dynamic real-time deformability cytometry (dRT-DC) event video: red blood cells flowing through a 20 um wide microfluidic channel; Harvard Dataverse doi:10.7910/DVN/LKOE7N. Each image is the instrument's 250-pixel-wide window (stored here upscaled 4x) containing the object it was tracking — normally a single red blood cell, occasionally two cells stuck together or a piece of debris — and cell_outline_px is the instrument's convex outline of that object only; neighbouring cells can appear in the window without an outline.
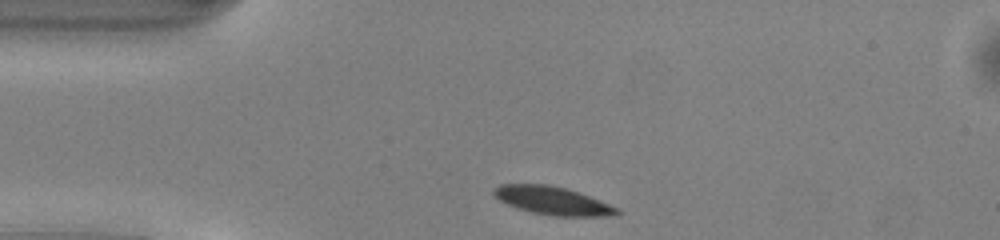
{"species": "common noctule bat (a hibernating species)", "species_latin": "Nyctalus noctula", "temperature_condition": "warm", "stored_images_in_passage": 39, "camera_frame_rate_fps": 3000, "um_per_image_px": 0.085, "animal": {"sex": "male", "body_mass_g": 13.0, "forearm_length_mm": 53.1}, "frame": {"image": 1, "passage_image": 1, "time_ms": 0.0, "image_size_px": [1000, 240], "cell_outline_px": [[620, 212], [616, 216], [552, 216], [532, 212], [516, 208], [500, 200], [492, 192], [492, 188], [500, 184], [548, 184], [564, 188], [588, 196], [620, 208]], "centroid_in_image_um": [46.97, 17.06], "position_along_channel_um": 38.0, "area_um2": 20.11}}
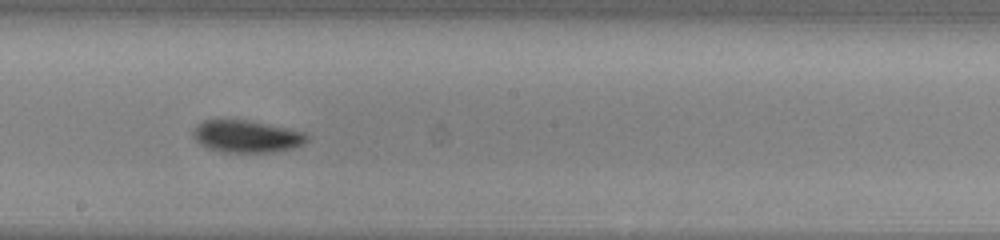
{"frame": {"image": 2, "passage_image": 17, "time_ms": 5.333, "image_size_px": [1000, 240], "cell_outline_px": [[308, 140], [304, 144], [292, 148], [272, 152], [220, 152], [208, 148], [200, 144], [192, 136], [192, 128], [196, 124], [204, 120], [244, 120], [288, 128], [304, 132], [308, 136]], "centroid_in_image_um": [20.93, 11.6], "position_along_channel_um": 227.3, "area_um2": 21.39}}
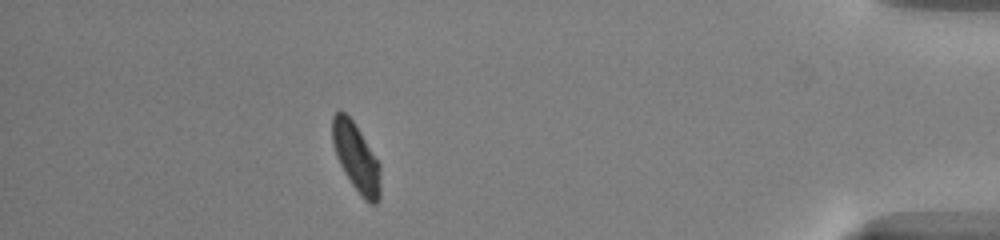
{"frame": {"image": 3, "passage_image": 34, "time_ms": 11.0, "image_size_px": [1000, 240], "cell_outline_px": [[380, 196], [376, 204], [372, 204], [364, 200], [352, 184], [344, 172], [336, 156], [332, 144], [332, 116], [336, 112], [344, 112], [352, 120], [360, 132], [380, 164]], "centroid_in_image_um": [30.27, 13.4], "position_along_channel_um": 404.9, "area_um2": 18.96}, "authors_computed_cell_mechanics": {"area_um2": 20.2878, "velocity_mm_per_s": 4.1006, "shape_relaxation_time_tau1_ms": 2.3068, "shape_relaxation_time_tau2_ms": null, "deformation_change_tau1": 0.1187, "deformation_change_tau2": null}}